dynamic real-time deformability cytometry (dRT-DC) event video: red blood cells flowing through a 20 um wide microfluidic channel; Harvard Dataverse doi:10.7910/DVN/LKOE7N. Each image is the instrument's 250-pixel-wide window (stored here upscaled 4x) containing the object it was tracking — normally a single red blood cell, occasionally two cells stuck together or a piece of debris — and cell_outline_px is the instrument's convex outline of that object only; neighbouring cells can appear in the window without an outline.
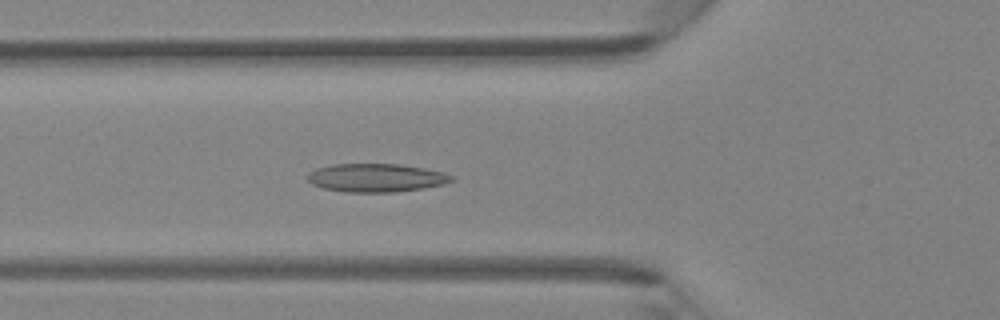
{"species": "Egyptian fruit bat (a non-hibernating species)", "species_latin": "Rousettus aegyptiacus", "temperature_condition": "room temperature", "stored_images_in_passage": 45, "camera_frame_rate_fps": 3000, "um_per_image_px": 0.085, "animal": {"sex": "female"}, "frame": {"image": 1, "passage_image": 16, "time_ms": 5.0, "image_size_px": [1000, 320], "cell_outline_px": [[456, 180], [444, 184], [424, 188], [396, 192], [344, 192], [324, 188], [312, 184], [308, 180], [308, 176], [316, 168], [332, 164], [400, 164], [424, 168], [444, 172], [452, 176]], "centroid_in_image_um": [32.01, 15.11], "position_along_channel_um": 93.8, "area_um2": 23.81}}
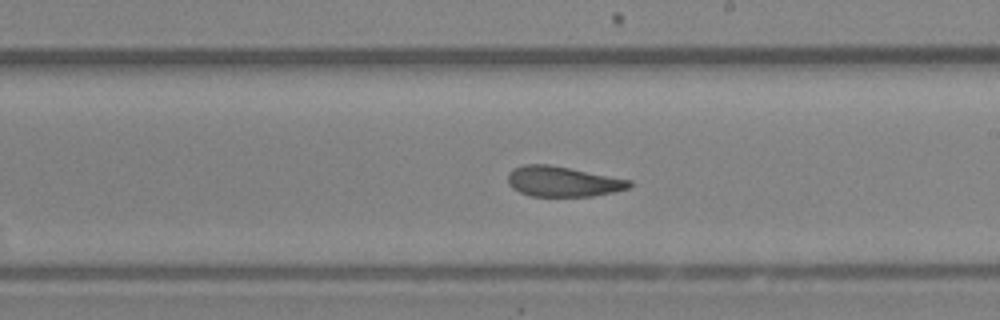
{"frame": {"image": 2, "passage_image": 26, "time_ms": 8.333, "image_size_px": [1000, 320], "cell_outline_px": [[632, 184], [628, 188], [616, 192], [592, 196], [532, 196], [520, 192], [512, 188], [508, 184], [508, 172], [512, 168], [524, 164], [548, 164], [632, 180]], "centroid_in_image_um": [47.82, 15.42], "position_along_channel_um": 241.2, "area_um2": 21.5}}
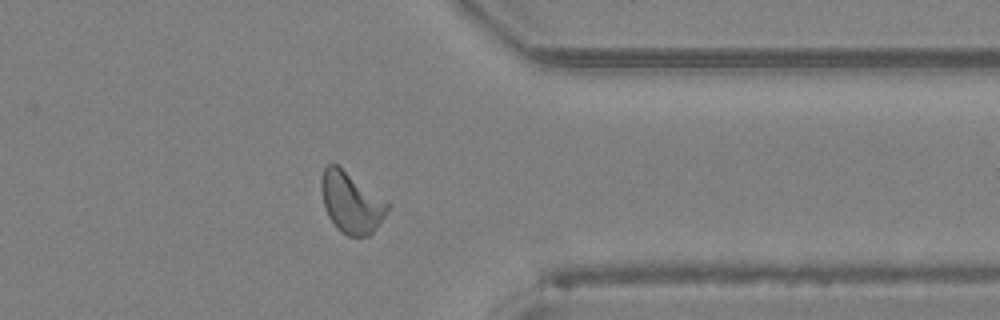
{"frame": {"image": 3, "passage_image": 36, "time_ms": 11.667, "image_size_px": [1000, 320], "cell_outline_px": [[388, 208], [384, 216], [372, 232], [368, 236], [348, 236], [340, 232], [328, 216], [324, 208], [320, 188], [320, 180], [324, 168], [328, 164], [336, 164], [388, 204]], "centroid_in_image_um": [29.77, 17.24], "position_along_channel_um": 381.6, "area_um2": 22.77}}